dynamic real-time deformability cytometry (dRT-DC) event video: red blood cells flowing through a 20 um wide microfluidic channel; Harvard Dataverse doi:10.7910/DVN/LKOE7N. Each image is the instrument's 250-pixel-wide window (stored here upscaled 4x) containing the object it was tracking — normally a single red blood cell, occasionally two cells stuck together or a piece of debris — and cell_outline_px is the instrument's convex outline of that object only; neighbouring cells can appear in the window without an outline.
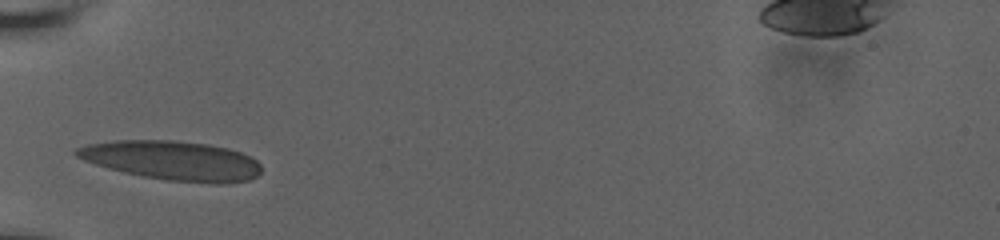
{"species": "human", "species_latin": "Homo sapiens", "temperature_condition": "room temperature", "stored_images_in_passage": 28, "camera_frame_rate_fps": 3000, "um_per_image_px": 0.085, "donor": {"sex": "male"}, "frame": {"image": 1, "passage_image": 1, "time_ms": 0.0, "image_size_px": [1000, 240], "cell_outline_px": [[260, 172], [256, 176], [248, 180], [216, 184], [168, 180], [144, 176], [124, 172], [108, 168], [84, 160], [76, 156], [72, 152], [76, 148], [88, 144], [116, 140], [172, 140], [208, 144], [228, 148], [252, 156], [260, 164]], "centroid_in_image_um": [14.65, 13.63], "position_along_channel_um": 70.3, "area_um2": 42.19}}
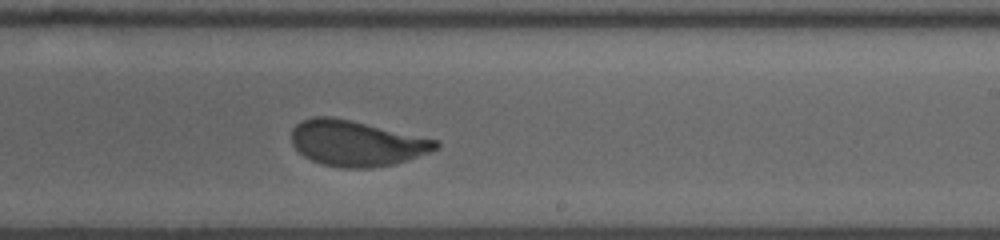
{"frame": {"image": 2, "passage_image": 16, "time_ms": 5.0, "image_size_px": [1000, 240], "cell_outline_px": [[440, 148], [396, 164], [368, 168], [340, 168], [324, 164], [312, 160], [304, 156], [292, 144], [292, 128], [296, 124], [304, 120], [316, 116], [332, 116], [440, 140]], "centroid_in_image_um": [30.33, 12.18], "position_along_channel_um": 258.7, "area_um2": 38.32}}
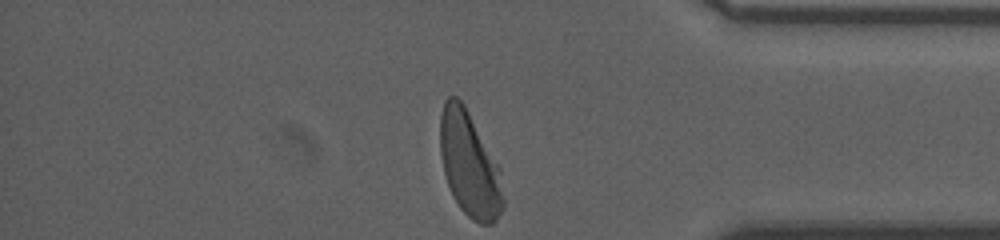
{"frame": {"image": 3, "passage_image": 28, "time_ms": 9.0, "image_size_px": [1000, 240], "cell_outline_px": [[504, 204], [496, 220], [492, 224], [480, 224], [472, 220], [460, 208], [452, 196], [444, 172], [440, 152], [440, 116], [444, 100], [448, 96], [456, 96], [464, 104], [500, 168], [504, 200]], "centroid_in_image_um": [39.9, 13.98], "position_along_channel_um": 395.3, "area_um2": 38.49}, "authors_computed_cell_mechanics": {"area_um2": 38.6682, "velocity_mm_per_s": 3.8098, "shape_relaxation_time_tau1_ms": 4.1873, "shape_relaxation_time_tau2_ms": null, "deformation_change_tau1": 0.1759, "deformation_change_tau2": null}}